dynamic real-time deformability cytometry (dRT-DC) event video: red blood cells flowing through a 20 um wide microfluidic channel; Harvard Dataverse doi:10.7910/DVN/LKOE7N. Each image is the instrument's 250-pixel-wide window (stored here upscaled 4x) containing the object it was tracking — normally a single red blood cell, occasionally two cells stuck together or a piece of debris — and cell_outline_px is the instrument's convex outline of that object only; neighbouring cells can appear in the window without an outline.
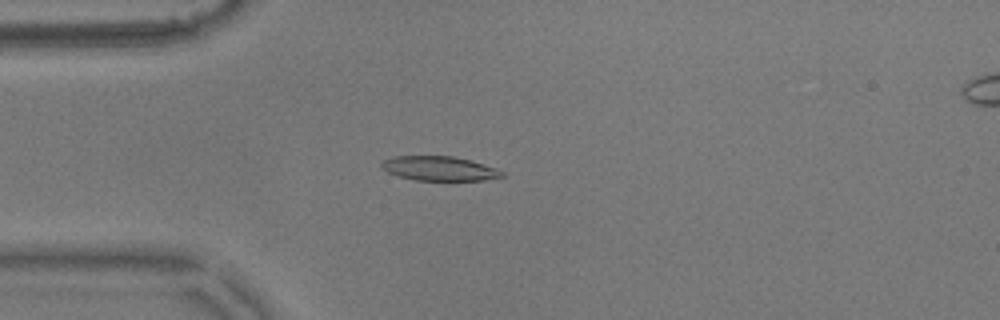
{"species": "common noctule bat (a hibernating species)", "species_latin": "Nyctalus noctula", "temperature_condition": "warm", "stored_images_in_passage": 55, "camera_frame_rate_fps": 3000, "um_per_image_px": 0.085, "animal": {"sex": "male", "body_mass_g": 17.9}, "frame": {"image": 1, "passage_image": 14, "time_ms": 4.333, "image_size_px": [1000, 320], "cell_outline_px": [[504, 176], [484, 180], [416, 180], [400, 176], [388, 172], [380, 164], [384, 160], [392, 156], [452, 156], [468, 160], [496, 168], [504, 172]], "centroid_in_image_um": [37.34, 14.32], "position_along_channel_um": 47.7, "area_um2": 16.82}}
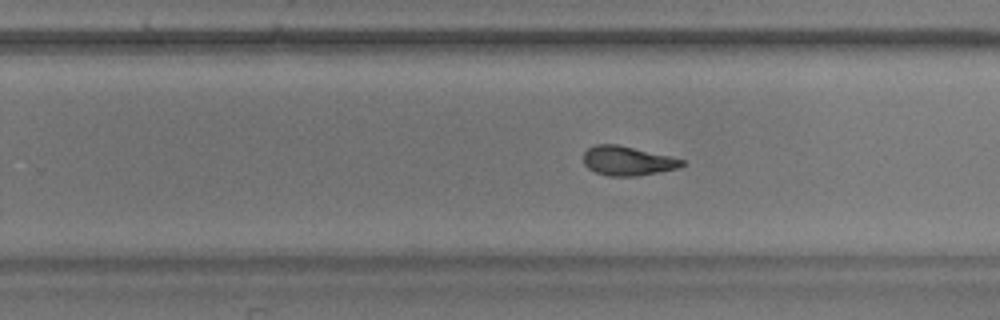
{"frame": {"image": 2, "passage_image": 34, "time_ms": 11.0, "image_size_px": [1000, 320], "cell_outline_px": [[684, 164], [680, 168], [636, 176], [608, 176], [596, 172], [588, 168], [584, 164], [584, 152], [588, 148], [596, 144], [616, 144], [668, 156], [684, 160]], "centroid_in_image_um": [53.32, 13.68], "position_along_channel_um": 276.5, "area_um2": 16.59}}
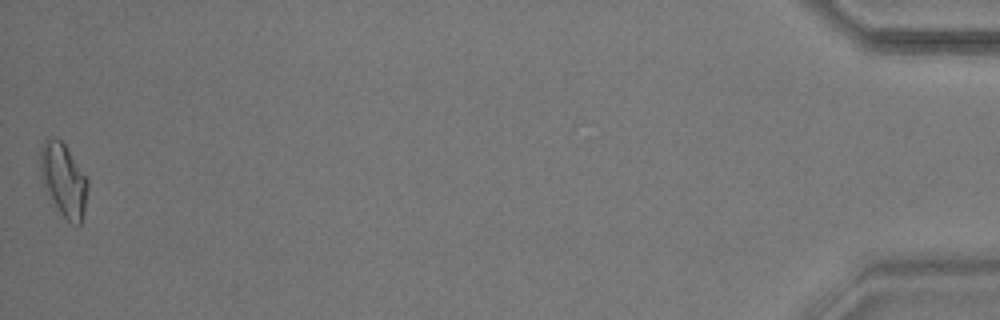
{"frame": {"image": 3, "passage_image": 55, "time_ms": 18.0, "image_size_px": [1000, 320], "cell_outline_px": [[88, 188], [84, 208], [80, 224], [76, 224], [68, 220], [60, 212], [44, 188], [40, 172], [40, 148], [44, 140], [48, 136], [56, 136], [64, 144], [88, 180]], "centroid_in_image_um": [5.37, 15.23], "position_along_channel_um": 429.8, "area_um2": 19.88}, "authors_computed_cell_mechanics": {"area_um2": 17.3978, "velocity_mm_per_s": 3.599, "shape_relaxation_time_tau1_ms": 4.9482, "shape_relaxation_time_tau2_ms": 1.4409, "deformation_change_tau1": 0.1742, "deformation_change_tau2": 0.0772}}